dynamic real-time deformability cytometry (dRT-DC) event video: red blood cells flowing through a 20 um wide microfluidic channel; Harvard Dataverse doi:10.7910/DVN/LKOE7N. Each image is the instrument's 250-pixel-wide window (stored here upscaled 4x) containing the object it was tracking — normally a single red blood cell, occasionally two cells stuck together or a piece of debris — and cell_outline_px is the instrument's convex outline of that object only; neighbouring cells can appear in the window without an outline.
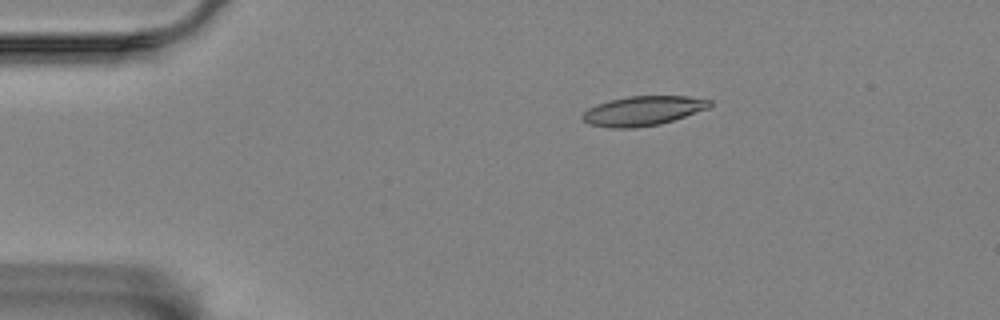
{"species": "Egyptian fruit bat (a non-hibernating species)", "species_latin": "Rousettus aegyptiacus", "temperature_condition": "room temperature", "stored_images_in_passage": 48, "camera_frame_rate_fps": 3000, "um_per_image_px": 0.085, "animal": {"sex": "female"}, "frame": {"image": 1, "passage_image": 1, "time_ms": 0.0, "image_size_px": [1000, 320], "cell_outline_px": [[712, 104], [708, 108], [660, 124], [636, 128], [612, 128], [588, 124], [580, 116], [588, 108], [596, 104], [608, 100], [628, 96], [688, 96], [712, 100]], "centroid_in_image_um": [54.62, 9.42], "position_along_channel_um": 30.4, "area_um2": 21.91}}
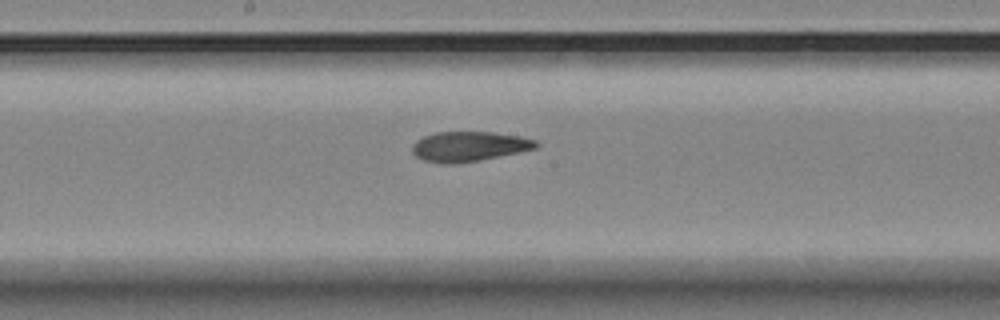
{"frame": {"image": 2, "passage_image": 21, "time_ms": 6.667, "image_size_px": [1000, 320], "cell_outline_px": [[540, 144], [536, 148], [520, 152], [480, 160], [452, 164], [444, 164], [424, 160], [416, 156], [412, 152], [412, 144], [416, 140], [424, 136], [436, 132], [492, 132], [520, 136], [536, 140]], "centroid_in_image_um": [39.87, 12.44], "position_along_channel_um": 208.3, "area_um2": 21.62}}
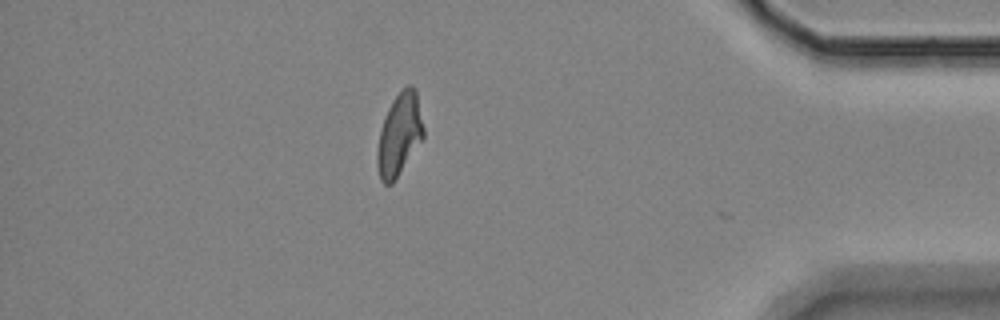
{"frame": {"image": 3, "passage_image": 41, "time_ms": 13.333, "image_size_px": [1000, 320], "cell_outline_px": [[424, 136], [392, 184], [384, 184], [380, 180], [376, 164], [376, 152], [380, 128], [388, 108], [396, 96], [408, 84], [412, 84], [416, 88], [424, 128]], "centroid_in_image_um": [33.93, 11.43], "position_along_channel_um": 401.3, "area_um2": 22.14}, "authors_computed_cell_mechanics": {"area_um2": 22.0796, "velocity_mm_per_s": 3.4419, "shape_relaxation_time_tau1_ms": null, "shape_relaxation_time_tau2_ms": 2.8781, "deformation_change_tau1": null, "deformation_change_tau2": 0.092}}